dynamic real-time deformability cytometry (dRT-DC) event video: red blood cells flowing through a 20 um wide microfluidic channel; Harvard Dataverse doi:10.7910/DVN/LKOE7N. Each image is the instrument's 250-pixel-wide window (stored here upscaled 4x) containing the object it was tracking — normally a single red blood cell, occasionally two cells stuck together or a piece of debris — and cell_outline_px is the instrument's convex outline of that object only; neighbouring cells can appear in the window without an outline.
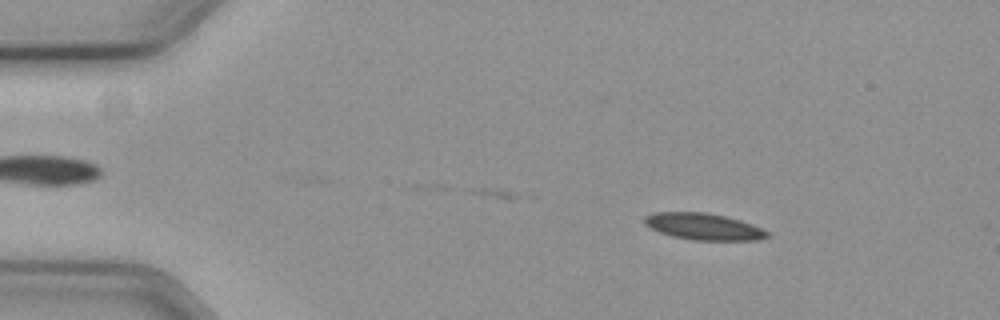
{"species": "common noctule bat (a hibernating species)", "species_latin": "Nyctalus noctula", "temperature_condition": "cold", "stored_images_in_passage": 47, "camera_frame_rate_fps": 3000, "um_per_image_px": 0.085, "animal": {"sex": "female", "body_mass_g": 19.3, "forearm_length_mm": 54.1}, "frame": {"image": 1, "passage_image": 10, "time_ms": 3.0, "image_size_px": [1000, 320], "cell_outline_px": [[772, 236], [756, 240], [692, 240], [672, 236], [660, 232], [644, 224], [644, 216], [652, 212], [704, 212], [724, 216], [740, 220], [752, 224], [768, 232]], "centroid_in_image_um": [59.79, 19.25], "position_along_channel_um": 25.2, "area_um2": 19.02}}
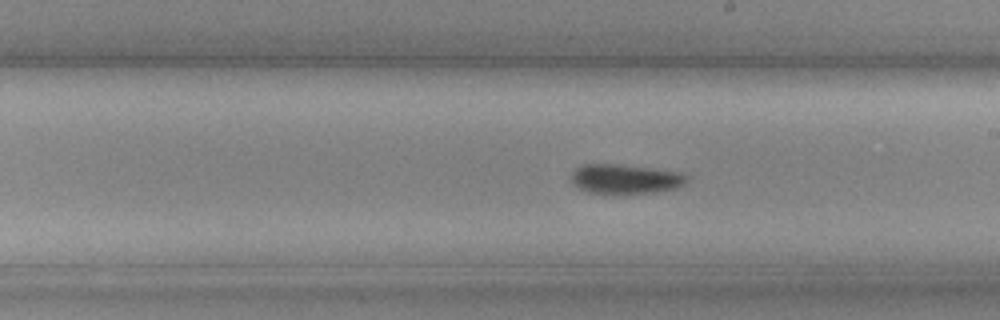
{"frame": {"image": 2, "passage_image": 34, "time_ms": 11.0, "image_size_px": [1000, 320], "cell_outline_px": [[688, 180], [684, 184], [676, 188], [656, 192], [612, 196], [604, 196], [588, 192], [580, 188], [572, 180], [572, 172], [576, 168], [584, 164], [616, 164], [680, 172], [688, 176]], "centroid_in_image_um": [53.14, 15.26], "position_along_channel_um": 235.9, "area_um2": 20.35}}
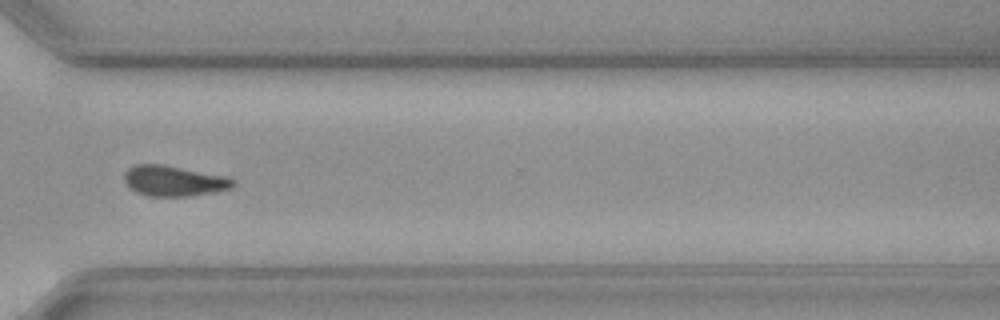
{"frame": {"image": 3, "passage_image": 44, "time_ms": 14.333, "image_size_px": [1000, 320], "cell_outline_px": [[236, 184], [232, 188], [216, 192], [188, 196], [148, 196], [136, 192], [128, 188], [124, 180], [124, 172], [128, 168], [136, 164], [160, 164], [232, 176], [236, 180]], "centroid_in_image_um": [14.83, 15.37], "position_along_channel_um": 355.8, "area_um2": 19.83}, "authors_computed_cell_mechanics": {"area_um2": 19.5942, "velocity_mm_per_s": 3.5916, "shape_relaxation_time_tau1_ms": 5.3998, "shape_relaxation_time_tau2_ms": null, "deformation_change_tau1": 0.136, "deformation_change_tau2": null}}